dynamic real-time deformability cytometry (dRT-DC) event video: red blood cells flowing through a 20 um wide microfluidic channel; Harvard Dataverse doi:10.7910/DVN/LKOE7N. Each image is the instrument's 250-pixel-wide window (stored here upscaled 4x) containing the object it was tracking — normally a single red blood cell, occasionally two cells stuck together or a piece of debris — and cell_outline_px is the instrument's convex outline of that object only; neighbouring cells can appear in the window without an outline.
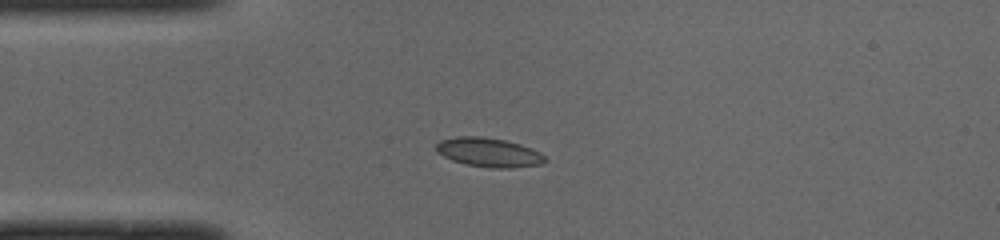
{"species": "common noctule bat (a hibernating species)", "species_latin": "Nyctalus noctula", "temperature_condition": "cold", "stored_images_in_passage": 39, "camera_frame_rate_fps": 3000, "um_per_image_px": 0.085, "animal": {"sex": "male", "body_mass_g": 19.0, "forearm_length_mm": 50.8}, "frame": {"image": 1, "passage_image": 1, "time_ms": 0.0, "image_size_px": [1000, 240], "cell_outline_px": [[548, 160], [540, 164], [512, 168], [488, 168], [468, 164], [452, 160], [436, 152], [436, 144], [440, 140], [456, 136], [484, 136], [504, 140], [520, 144], [532, 148], [540, 152]], "centroid_in_image_um": [41.54, 12.94], "position_along_channel_um": 43.5, "area_um2": 18.55}}
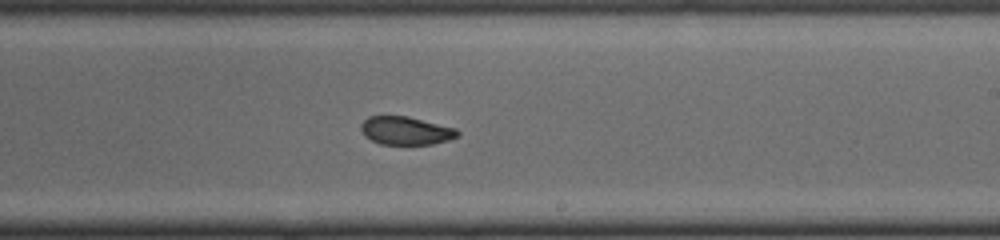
{"frame": {"image": 2, "passage_image": 18, "time_ms": 5.667, "image_size_px": [1000, 240], "cell_outline_px": [[460, 136], [448, 140], [432, 144], [380, 144], [364, 136], [360, 128], [360, 124], [368, 116], [408, 116], [456, 128], [460, 132]], "centroid_in_image_um": [34.5, 11.1], "position_along_channel_um": 254.5, "area_um2": 15.95}}
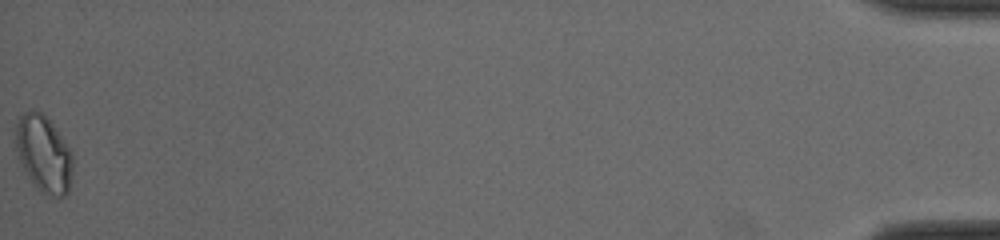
{"frame": {"image": 3, "passage_image": 39, "time_ms": 12.667, "image_size_px": [1000, 240], "cell_outline_px": [[72, 172], [68, 192], [60, 200], [44, 196], [32, 184], [20, 160], [16, 148], [16, 124], [20, 116], [24, 112], [32, 108], [40, 112], [52, 124], [72, 152]], "centroid_in_image_um": [3.72, 13.14], "position_along_channel_um": 431.5, "area_um2": 25.66}, "authors_computed_cell_mechanics": {"area_um2": 17.3978, "velocity_mm_per_s": 3.9959, "shape_relaxation_time_tau1_ms": null, "shape_relaxation_time_tau2_ms": 1.3683, "deformation_change_tau1": null, "deformation_change_tau2": 0.0504}}